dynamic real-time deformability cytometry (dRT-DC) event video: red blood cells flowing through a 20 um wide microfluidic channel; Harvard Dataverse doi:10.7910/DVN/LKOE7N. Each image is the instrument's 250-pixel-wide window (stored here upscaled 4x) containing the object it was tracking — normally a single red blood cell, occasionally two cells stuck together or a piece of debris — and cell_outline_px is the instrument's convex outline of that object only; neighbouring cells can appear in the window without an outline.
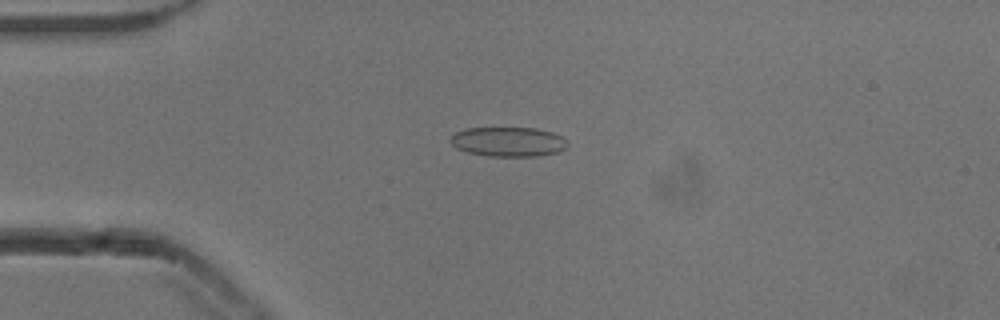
{"species": "common noctule bat (a hibernating species)", "species_latin": "Nyctalus noctula", "temperature_condition": "cold", "stored_images_in_passage": 53, "camera_frame_rate_fps": 3000, "um_per_image_px": 0.085, "animal": {"sex": "male", "body_mass_g": 13.3}, "frame": {"image": 1, "passage_image": 13, "time_ms": 4.0, "image_size_px": [1000, 320], "cell_outline_px": [[568, 144], [560, 152], [536, 156], [488, 156], [468, 152], [456, 148], [448, 140], [456, 132], [464, 128], [536, 128], [552, 132], [568, 140]], "centroid_in_image_um": [43.2, 12.05], "position_along_channel_um": 41.8, "area_um2": 20.23}}
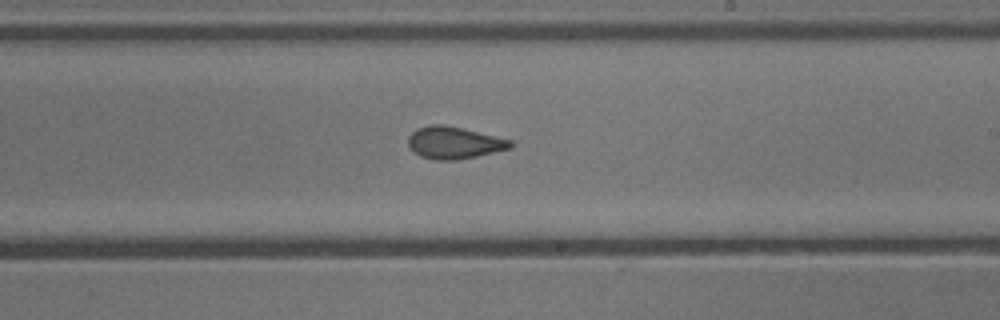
{"frame": {"image": 2, "passage_image": 31, "time_ms": 10.0, "image_size_px": [1000, 320], "cell_outline_px": [[512, 148], [476, 156], [456, 160], [436, 160], [420, 156], [408, 144], [408, 136], [416, 128], [432, 124], [444, 124], [464, 128], [512, 140]], "centroid_in_image_um": [38.6, 12.12], "position_along_channel_um": 250.4, "area_um2": 19.13}}
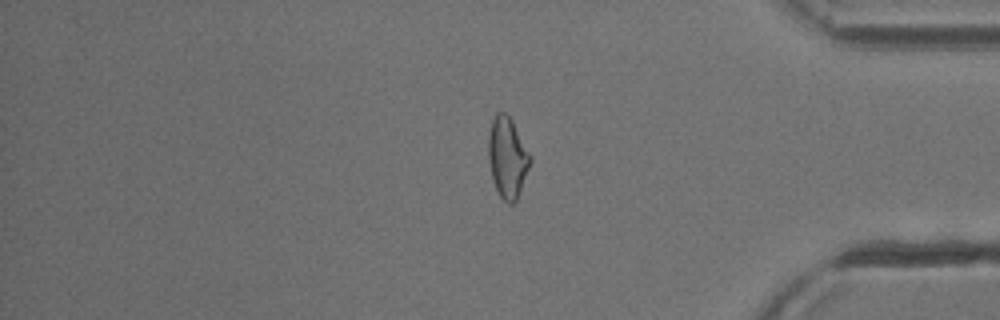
{"frame": {"image": 3, "passage_image": 44, "time_ms": 14.333, "image_size_px": [1000, 320], "cell_outline_px": [[532, 160], [516, 200], [512, 204], [508, 204], [500, 196], [496, 188], [492, 176], [488, 160], [488, 132], [492, 120], [496, 112], [504, 112], [512, 120], [532, 156]], "centroid_in_image_um": [43.13, 13.36], "position_along_channel_um": 392.1, "area_um2": 19.65}, "authors_computed_cell_mechanics": {"area_um2": 19.5942, "velocity_mm_per_s": 3.8544, "shape_relaxation_time_tau1_ms": null, "shape_relaxation_time_tau2_ms": 1.6891, "deformation_change_tau1": null, "deformation_change_tau2": 0.0692}}